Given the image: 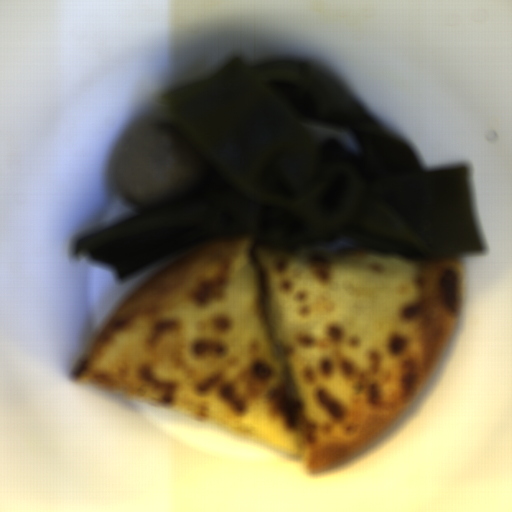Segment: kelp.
<instances>
[{
  "label": "kelp",
  "instance_id": "99668d17",
  "mask_svg": "<svg viewBox=\"0 0 512 512\" xmlns=\"http://www.w3.org/2000/svg\"><path fill=\"white\" fill-rule=\"evenodd\" d=\"M167 123L197 154V181L77 240L74 255L126 282L194 246L230 236L287 244L331 238L403 257L463 259L483 248L467 167L424 169L317 63L234 55L163 93ZM307 123L349 131L313 135Z\"/></svg>",
  "mask_w": 512,
  "mask_h": 512
}]
</instances>
